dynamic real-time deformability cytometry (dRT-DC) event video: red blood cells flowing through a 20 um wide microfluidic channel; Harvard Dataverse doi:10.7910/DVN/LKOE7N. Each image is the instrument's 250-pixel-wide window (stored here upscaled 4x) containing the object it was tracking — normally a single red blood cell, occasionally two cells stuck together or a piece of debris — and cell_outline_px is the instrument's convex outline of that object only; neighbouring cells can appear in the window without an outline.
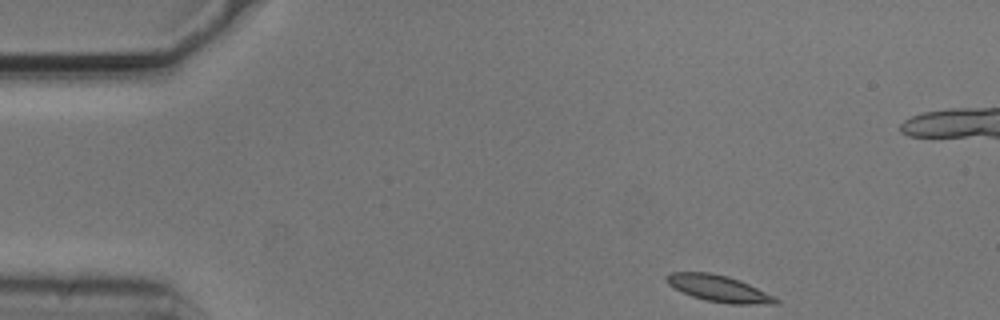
{"species": "common noctule bat (a hibernating species)", "species_latin": "Nyctalus noctula", "temperature_condition": "cold", "stored_images_in_passage": 49, "camera_frame_rate_fps": 3000, "um_per_image_px": 0.085, "animal": {"sex": "male", "body_mass_g": 20.5, "forearm_length_mm": 52.5}, "frame": {"image": 1, "passage_image": 1, "time_ms": 0.0, "image_size_px": [1000, 320], "cell_outline_px": [[780, 304], [728, 304], [704, 300], [692, 296], [668, 284], [664, 276], [668, 272], [708, 272], [728, 276], [740, 280], [780, 300]], "centroid_in_image_um": [61.07, 24.52], "position_along_channel_um": 23.9, "area_um2": 16.76}}
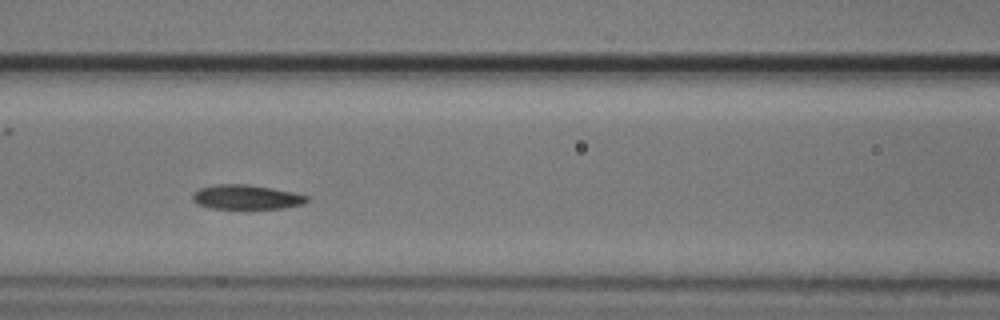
{"frame": {"image": 2, "passage_image": 17, "time_ms": 5.333, "image_size_px": [1000, 320], "cell_outline_px": [[308, 200], [304, 204], [280, 208], [212, 208], [200, 204], [192, 200], [192, 192], [200, 188], [216, 184], [248, 184], [272, 188], [292, 192], [308, 196]], "centroid_in_image_um": [20.93, 16.74], "position_along_channel_um": 145.7, "area_um2": 16.13}}
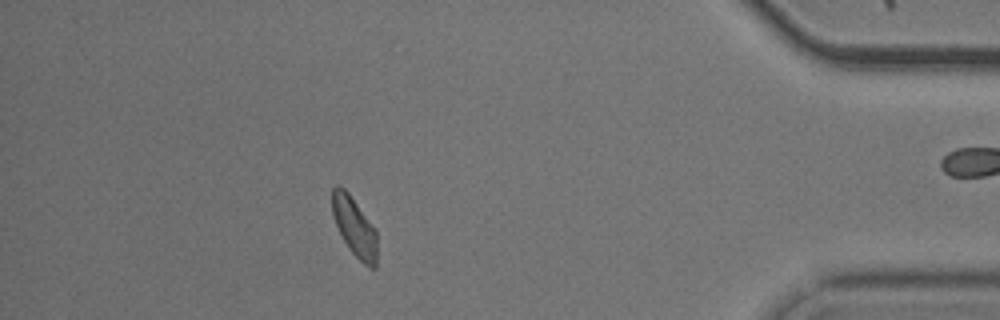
{"frame": {"image": 3, "passage_image": 42, "time_ms": 13.667, "image_size_px": [1000, 320], "cell_outline_px": [[376, 268], [368, 268], [348, 248], [332, 216], [332, 188], [336, 184], [340, 184], [348, 192], [376, 232]], "centroid_in_image_um": [30.1, 19.27], "position_along_channel_um": 405.1, "area_um2": 15.14}, "authors_computed_cell_mechanics": {"area_um2": 16.3574, "velocity_mm_per_s": 3.67, "shape_relaxation_time_tau1_ms": 8.1457, "shape_relaxation_time_tau2_ms": 2.9175, "deformation_change_tau1": 0.1652, "deformation_change_tau2": 0.0659}}